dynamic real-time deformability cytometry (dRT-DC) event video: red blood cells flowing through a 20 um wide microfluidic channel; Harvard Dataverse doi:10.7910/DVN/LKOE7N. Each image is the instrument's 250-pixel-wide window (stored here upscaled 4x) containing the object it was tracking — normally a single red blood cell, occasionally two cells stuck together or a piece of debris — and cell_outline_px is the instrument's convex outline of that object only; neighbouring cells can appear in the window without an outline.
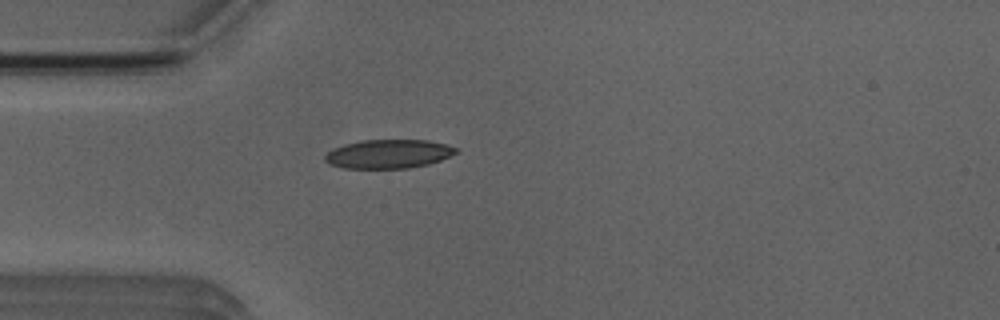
{"species": "Egyptian fruit bat (a non-hibernating species)", "species_latin": "Rousettus aegyptiacus", "temperature_condition": "room temperature", "stored_images_in_passage": 1, "camera_frame_rate_fps": 3000, "um_per_image_px": 0.085, "animal": {"sex": "male"}, "frame": {"image": 1, "passage_image": 1, "time_ms": 0.0, "image_size_px": [1000, 320], "cell_outline_px": [[456, 152], [440, 160], [428, 164], [408, 168], [344, 168], [328, 164], [324, 160], [324, 156], [332, 148], [344, 144], [360, 140], [428, 140], [444, 144], [456, 148]], "centroid_in_image_um": [32.95, 13.08], "position_along_channel_um": 52.1, "area_um2": 21.91}}